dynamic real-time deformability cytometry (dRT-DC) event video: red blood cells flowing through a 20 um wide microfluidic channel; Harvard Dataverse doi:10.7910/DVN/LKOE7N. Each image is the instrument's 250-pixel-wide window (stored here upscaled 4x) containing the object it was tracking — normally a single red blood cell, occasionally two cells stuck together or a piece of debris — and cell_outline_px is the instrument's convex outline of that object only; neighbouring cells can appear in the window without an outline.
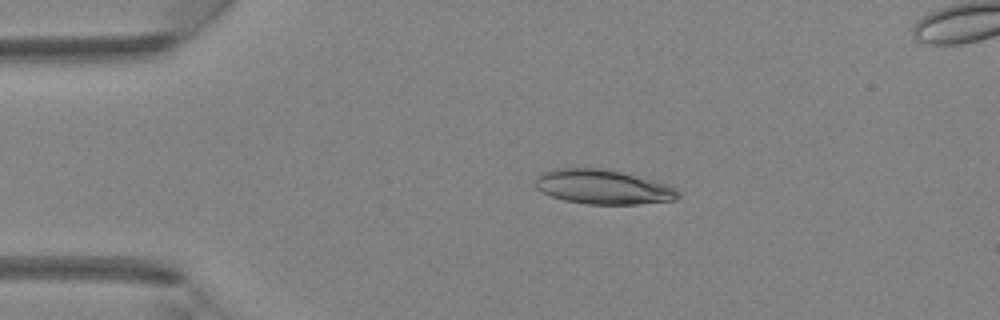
{"species": "Egyptian fruit bat (a non-hibernating species)", "species_latin": "Rousettus aegyptiacus", "temperature_condition": "room temperature", "stored_images_in_passage": 36, "camera_frame_rate_fps": 3000, "um_per_image_px": 0.085, "animal": {"sex": "female"}, "frame": {"image": 1, "passage_image": 2, "time_ms": 0.333, "image_size_px": [1000, 320], "cell_outline_px": [[680, 196], [676, 200], [636, 204], [584, 204], [564, 200], [552, 196], [536, 188], [536, 176], [540, 172], [552, 168], [604, 168], [656, 180], [672, 184], [680, 192]], "centroid_in_image_um": [51.29, 15.88], "position_along_channel_um": 33.7, "area_um2": 29.13}}
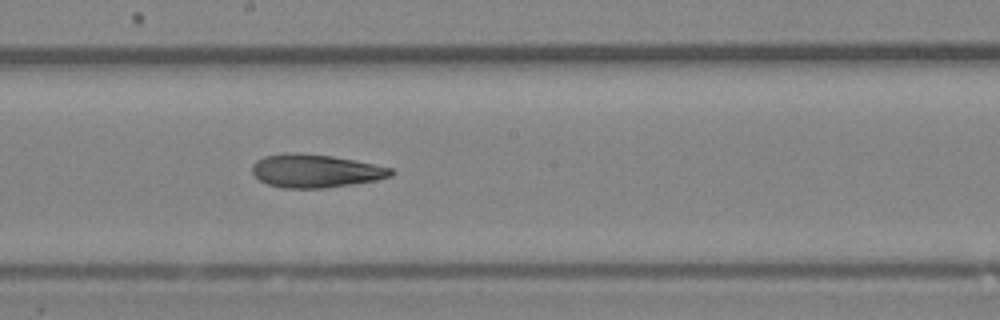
{"frame": {"image": 2, "passage_image": 17, "time_ms": 5.333, "image_size_px": [1000, 320], "cell_outline_px": [[396, 172], [392, 176], [376, 180], [352, 184], [324, 188], [284, 188], [268, 184], [260, 180], [252, 172], [252, 164], [256, 160], [264, 156], [288, 152], [292, 152], [332, 156], [356, 160], [392, 168]], "centroid_in_image_um": [26.83, 14.52], "position_along_channel_um": 221.4, "area_um2": 26.93}}
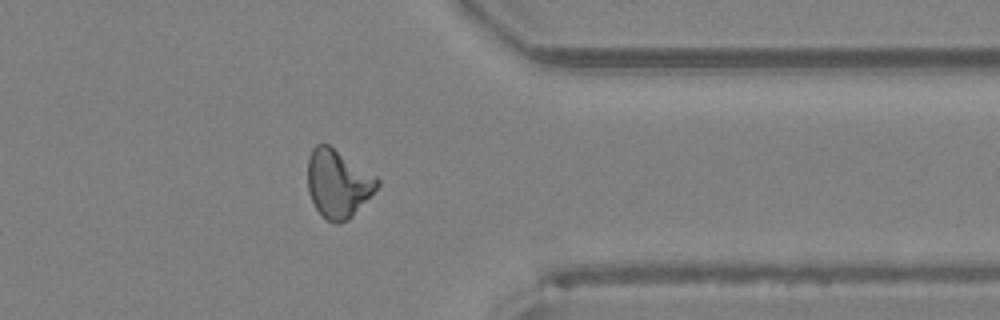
{"frame": {"image": 3, "passage_image": 28, "time_ms": 9.0, "image_size_px": [1000, 320], "cell_outline_px": [[380, 184], [352, 216], [348, 220], [340, 224], [336, 224], [328, 220], [316, 208], [308, 192], [308, 160], [312, 148], [316, 144], [328, 144], [376, 176], [380, 180]], "centroid_in_image_um": [28.72, 15.6], "position_along_channel_um": 382.7, "area_um2": 27.22}}